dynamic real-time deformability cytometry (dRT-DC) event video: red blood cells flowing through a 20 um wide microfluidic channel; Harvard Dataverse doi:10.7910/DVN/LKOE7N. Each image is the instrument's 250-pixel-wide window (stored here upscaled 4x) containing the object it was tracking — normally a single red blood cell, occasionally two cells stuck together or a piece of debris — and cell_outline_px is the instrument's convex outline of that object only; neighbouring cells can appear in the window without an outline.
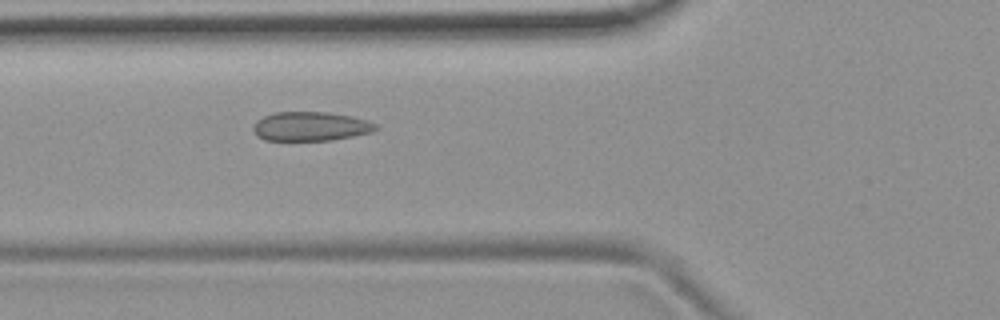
{"species": "common noctule bat (a hibernating species)", "species_latin": "Nyctalus noctula", "temperature_condition": "room temperature", "stored_images_in_passage": 49, "camera_frame_rate_fps": 3000, "um_per_image_px": 0.085, "animal": {"sex": "female", "body_mass_g": 19.9}, "frame": {"image": 1, "passage_image": 15, "time_ms": 4.667, "image_size_px": [1000, 320], "cell_outline_px": [[380, 128], [372, 132], [332, 140], [264, 140], [256, 136], [252, 128], [256, 120], [272, 112], [328, 112], [352, 116], [368, 120], [376, 124]], "centroid_in_image_um": [26.4, 10.73], "position_along_channel_um": 99.4, "area_um2": 20.98}, "authors_computed_cell_mechanics": {"area_um2": 20.6924, "velocity_mm_per_s": 3.7575, "shape_relaxation_time_tau1_ms": null, "shape_relaxation_time_tau2_ms": 0.9321, "deformation_change_tau1": null, "deformation_change_tau2": 0.0679}}